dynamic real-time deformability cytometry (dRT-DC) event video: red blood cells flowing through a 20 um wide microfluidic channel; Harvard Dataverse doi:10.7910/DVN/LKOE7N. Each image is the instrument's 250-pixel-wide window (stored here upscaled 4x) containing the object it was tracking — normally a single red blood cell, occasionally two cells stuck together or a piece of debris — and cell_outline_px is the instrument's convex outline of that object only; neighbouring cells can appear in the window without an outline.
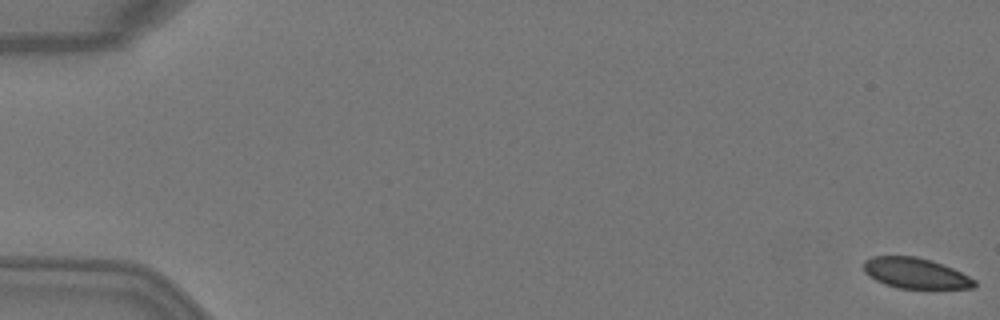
{"species": "Egyptian fruit bat (a non-hibernating species)", "species_latin": "Rousettus aegyptiacus", "temperature_condition": "warm", "stored_images_in_passage": 20, "camera_frame_rate_fps": 3000, "um_per_image_px": 0.085, "animal": {"sex": "female"}, "frame": {"image": 1, "passage_image": 1, "time_ms": 0.0, "image_size_px": [1000, 320], "cell_outline_px": [[976, 284], [972, 288], [896, 288], [884, 284], [868, 276], [864, 272], [864, 260], [872, 256], [916, 256], [932, 260], [952, 268], [976, 280]], "centroid_in_image_um": [77.78, 23.21], "position_along_channel_um": 7.2, "area_um2": 19.71}}
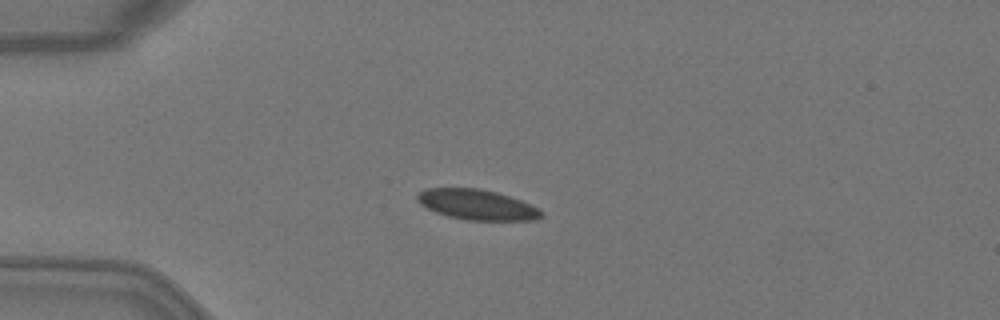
{"frame": {"image": 2, "passage_image": 14, "time_ms": 4.333, "image_size_px": [1000, 320], "cell_outline_px": [[544, 216], [536, 220], [468, 220], [448, 216], [436, 212], [420, 204], [416, 200], [416, 196], [424, 188], [480, 188], [496, 192], [520, 200], [540, 208], [544, 212]], "centroid_in_image_um": [40.56, 17.39], "position_along_channel_um": 44.4, "area_um2": 21.96}}
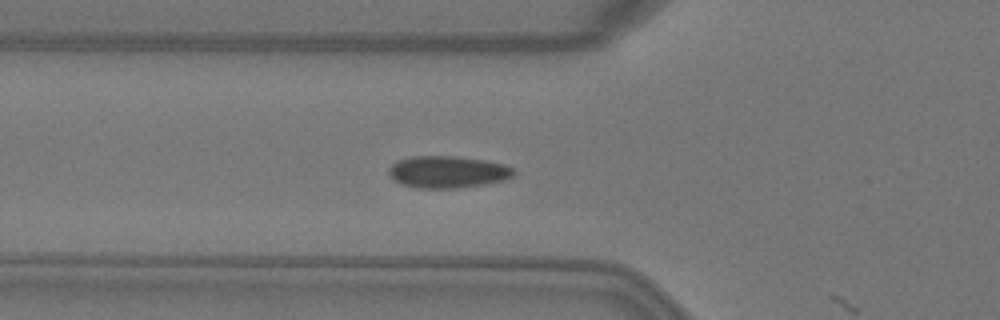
{"frame": {"image": 3, "passage_image": 19, "time_ms": 6.0, "image_size_px": [1000, 320], "cell_outline_px": [[516, 172], [512, 176], [504, 180], [484, 184], [456, 188], [420, 188], [404, 184], [396, 180], [388, 172], [388, 168], [392, 164], [400, 160], [412, 156], [452, 156], [484, 160], [504, 164], [512, 168]], "centroid_in_image_um": [38.07, 14.61], "position_along_channel_um": 87.7, "area_um2": 22.95}}